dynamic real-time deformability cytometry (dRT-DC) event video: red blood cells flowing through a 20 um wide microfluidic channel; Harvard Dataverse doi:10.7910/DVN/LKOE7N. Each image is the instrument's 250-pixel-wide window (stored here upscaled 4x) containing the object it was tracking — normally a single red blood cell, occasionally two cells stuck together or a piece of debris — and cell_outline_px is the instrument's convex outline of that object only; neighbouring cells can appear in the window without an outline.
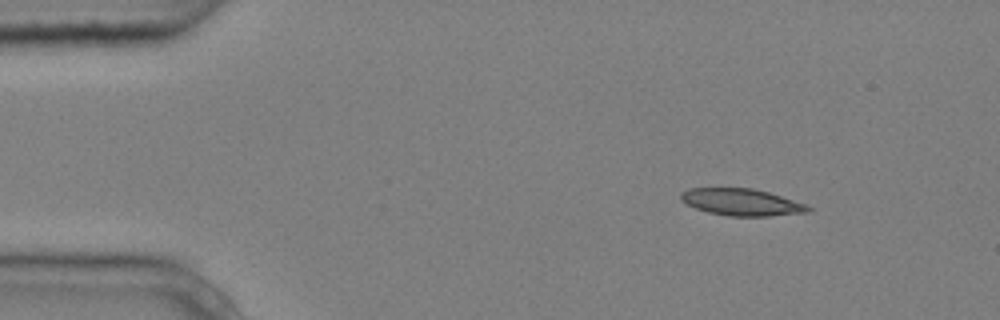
{"species": "common noctule bat (a hibernating species)", "species_latin": "Nyctalus noctula", "temperature_condition": "cold", "stored_images_in_passage": 4, "camera_frame_rate_fps": 3000, "um_per_image_px": 0.085, "animal": {"sex": "male", "body_mass_g": 20.4}, "frame": {"image": 1, "passage_image": 1, "time_ms": 0.0, "image_size_px": [1000, 320], "cell_outline_px": [[812, 212], [768, 216], [728, 216], [708, 212], [696, 208], [680, 200], [680, 192], [688, 188], [752, 188], [768, 192], [808, 204], [812, 208]], "centroid_in_image_um": [63.07, 17.18], "position_along_channel_um": 21.9, "area_um2": 20.11}}
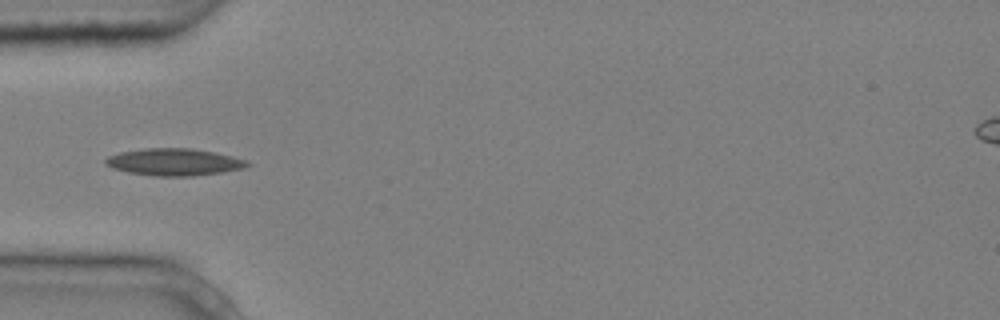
{"frame": {"image": 2, "passage_image": 4, "time_ms": 1.0, "image_size_px": [1000, 320], "cell_outline_px": [[252, 164], [244, 168], [224, 172], [192, 176], [156, 176], [128, 172], [112, 168], [104, 164], [104, 160], [108, 156], [120, 152], [144, 148], [192, 148], [232, 156], [248, 160]], "centroid_in_image_um": [14.81, 13.77], "position_along_channel_um": 70.2, "area_um2": 22.48}}